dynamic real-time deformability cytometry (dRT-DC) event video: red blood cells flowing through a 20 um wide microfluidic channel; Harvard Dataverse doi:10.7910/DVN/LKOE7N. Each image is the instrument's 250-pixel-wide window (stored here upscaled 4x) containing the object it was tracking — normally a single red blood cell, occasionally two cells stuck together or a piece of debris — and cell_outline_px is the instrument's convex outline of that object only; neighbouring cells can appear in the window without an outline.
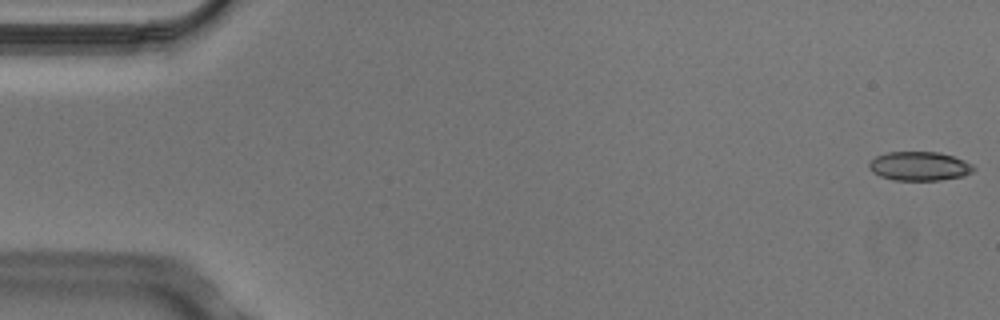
{"species": "Egyptian fruit bat (a non-hibernating species)", "species_latin": "Rousettus aegyptiacus", "temperature_condition": "cold", "stored_images_in_passage": 5, "camera_frame_rate_fps": 3000, "um_per_image_px": 0.085, "animal": {"sex": "male"}, "frame": {"image": 1, "passage_image": 1, "time_ms": 0.0, "image_size_px": [1000, 320], "cell_outline_px": [[976, 168], [972, 172], [964, 176], [940, 180], [892, 180], [880, 176], [872, 172], [868, 168], [868, 164], [876, 156], [888, 152], [940, 152], [964, 160], [972, 164]], "centroid_in_image_um": [78.15, 14.13], "position_along_channel_um": 6.8, "area_um2": 17.74}}
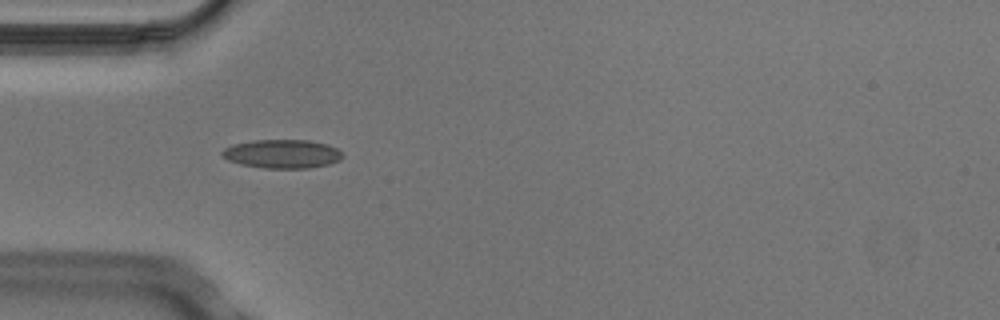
{"frame": {"image": 2, "passage_image": 5, "time_ms": 1.333, "image_size_px": [1000, 320], "cell_outline_px": [[344, 156], [340, 160], [328, 164], [308, 168], [264, 168], [240, 164], [228, 160], [220, 156], [220, 152], [224, 148], [232, 144], [252, 140], [308, 140], [328, 144], [336, 148]], "centroid_in_image_um": [23.94, 13.07], "position_along_channel_um": 61.1, "area_um2": 20.29}}